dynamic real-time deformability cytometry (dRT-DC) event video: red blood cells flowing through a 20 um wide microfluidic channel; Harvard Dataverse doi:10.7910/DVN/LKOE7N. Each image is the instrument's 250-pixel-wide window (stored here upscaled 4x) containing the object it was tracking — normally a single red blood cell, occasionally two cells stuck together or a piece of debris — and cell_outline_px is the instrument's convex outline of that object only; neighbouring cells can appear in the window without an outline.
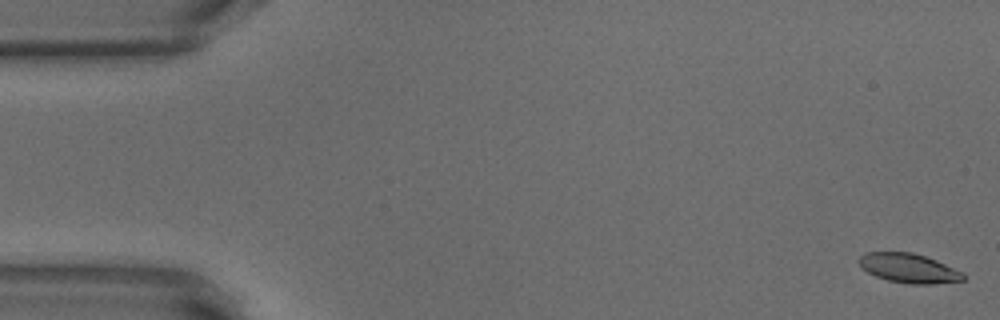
{"species": "common noctule bat (a hibernating species)", "species_latin": "Nyctalus noctula", "temperature_condition": "warm", "stored_images_in_passage": 52, "camera_frame_rate_fps": 3000, "um_per_image_px": 0.085, "animal": {"sex": "male", "body_mass_g": 18.8}, "frame": {"image": 1, "passage_image": 1, "time_ms": 0.0, "image_size_px": [1000, 320], "cell_outline_px": [[964, 280], [932, 284], [908, 284], [888, 280], [876, 276], [868, 272], [856, 260], [864, 252], [912, 252], [936, 260], [964, 272]], "centroid_in_image_um": [77.24, 22.79], "position_along_channel_um": 7.8, "area_um2": 17.8}}
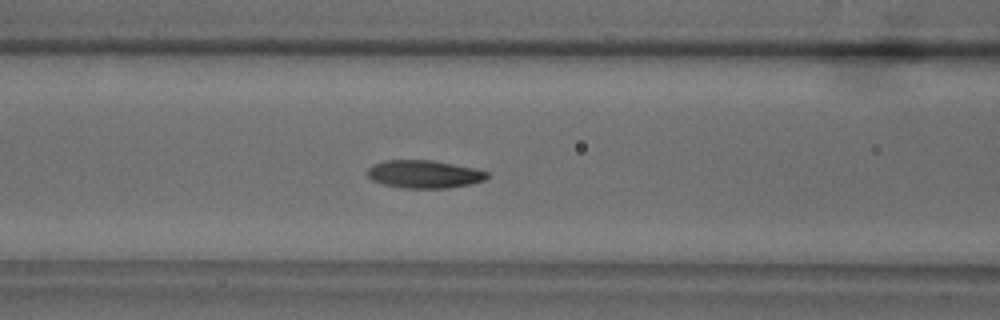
{"frame": {"image": 2, "passage_image": 21, "time_ms": 6.667, "image_size_px": [1000, 320], "cell_outline_px": [[488, 176], [484, 180], [472, 184], [448, 188], [404, 188], [384, 184], [372, 180], [368, 176], [368, 168], [372, 164], [384, 160], [432, 160], [472, 168], [488, 172]], "centroid_in_image_um": [36.03, 14.8], "position_along_channel_um": 130.6, "area_um2": 19.36}}
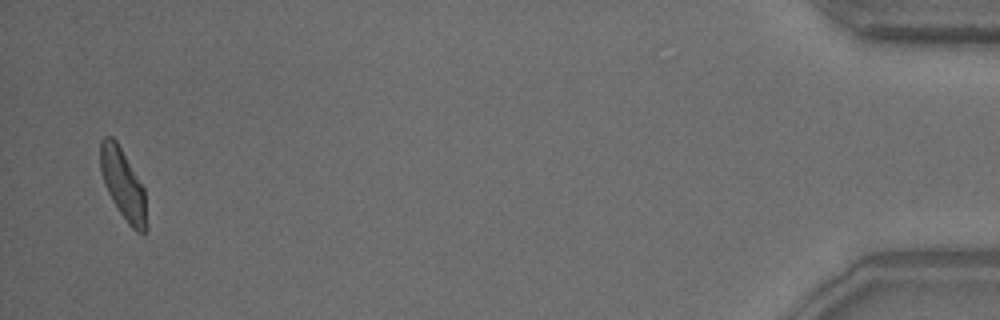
{"frame": {"image": 3, "passage_image": 51, "time_ms": 16.667, "image_size_px": [1000, 320], "cell_outline_px": [[148, 228], [144, 232], [136, 232], [128, 224], [112, 200], [108, 192], [100, 172], [100, 140], [104, 136], [112, 136], [116, 140], [144, 188], [148, 224]], "centroid_in_image_um": [10.47, 15.68], "position_along_channel_um": 424.7, "area_um2": 18.96}, "authors_computed_cell_mechanics": {"area_um2": 19.0451, "velocity_mm_per_s": 3.8286, "shape_relaxation_time_tau1_ms": 4.5602, "shape_relaxation_time_tau2_ms": 2.0368, "deformation_change_tau1": 0.1618, "deformation_change_tau2": 0.0812}}